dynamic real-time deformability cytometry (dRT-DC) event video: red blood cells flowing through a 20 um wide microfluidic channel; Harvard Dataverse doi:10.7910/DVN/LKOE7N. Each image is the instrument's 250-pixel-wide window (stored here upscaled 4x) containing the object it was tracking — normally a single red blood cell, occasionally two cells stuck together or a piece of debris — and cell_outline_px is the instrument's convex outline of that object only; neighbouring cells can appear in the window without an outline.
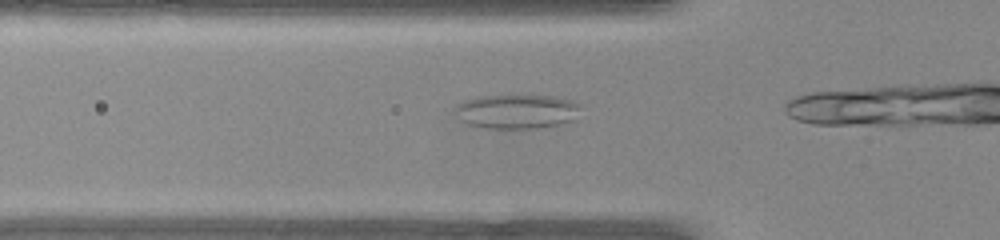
{"species": "common noctule bat (a hibernating species)", "species_latin": "Nyctalus noctula", "temperature_condition": "warm", "stored_images_in_passage": 18, "camera_frame_rate_fps": 3000, "um_per_image_px": 0.085, "animal": {"sex": "female", "body_mass_g": 22.0, "forearm_length_mm": 56.7}, "frame": {"image": 1, "passage_image": 11, "time_ms": 3.333, "image_size_px": [1000, 240], "cell_outline_px": [[580, 104], [572, 120], [556, 124], [536, 128], [488, 128], [468, 124], [464, 120], [456, 108], [456, 104], [464, 100], [476, 96], [512, 92], [556, 96], [572, 100]], "centroid_in_image_um": [43.92, 9.39], "position_along_channel_um": 81.9, "area_um2": 25.55}}